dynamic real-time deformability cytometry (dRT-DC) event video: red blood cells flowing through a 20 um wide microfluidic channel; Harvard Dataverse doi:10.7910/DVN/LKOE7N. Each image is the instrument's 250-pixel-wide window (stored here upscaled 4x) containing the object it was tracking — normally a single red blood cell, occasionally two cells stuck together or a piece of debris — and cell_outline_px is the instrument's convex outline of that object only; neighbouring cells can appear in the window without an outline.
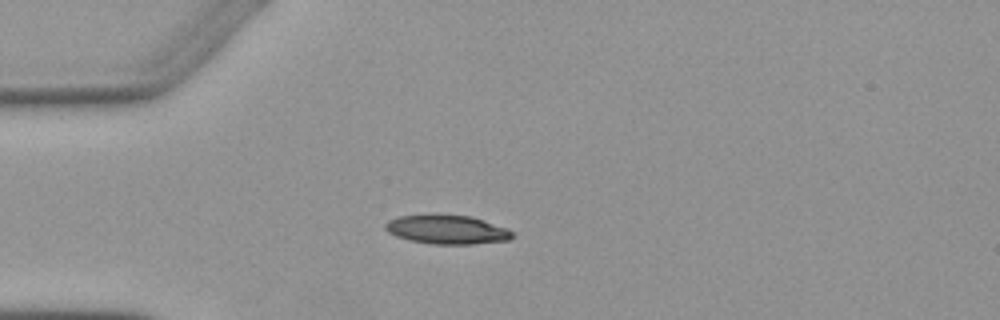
{"species": "Egyptian fruit bat (a non-hibernating species)", "species_latin": "Rousettus aegyptiacus", "temperature_condition": "warm", "stored_images_in_passage": 4, "camera_frame_rate_fps": 3000, "um_per_image_px": 0.085, "animal": {"sex": "female"}, "frame": {"image": 1, "passage_image": 3, "time_ms": 3.333, "image_size_px": [1000, 320], "cell_outline_px": [[516, 236], [508, 240], [472, 244], [432, 244], [408, 240], [396, 236], [388, 232], [384, 228], [384, 224], [388, 220], [400, 216], [432, 212], [440, 212], [472, 216], [508, 228]], "centroid_in_image_um": [37.97, 19.47], "position_along_channel_um": 47.0, "area_um2": 22.31}}